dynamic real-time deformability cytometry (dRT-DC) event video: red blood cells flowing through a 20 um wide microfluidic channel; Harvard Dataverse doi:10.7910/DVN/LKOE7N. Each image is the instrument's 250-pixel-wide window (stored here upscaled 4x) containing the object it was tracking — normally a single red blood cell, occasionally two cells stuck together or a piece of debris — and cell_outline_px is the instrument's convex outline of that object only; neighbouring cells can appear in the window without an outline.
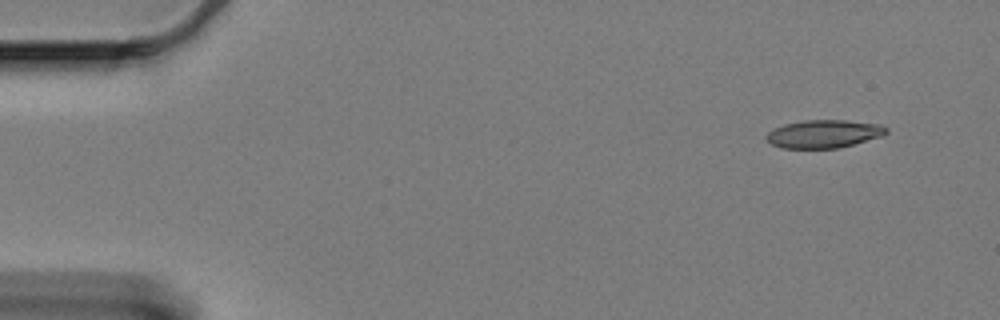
{"species": "Egyptian fruit bat (a non-hibernating species)", "species_latin": "Rousettus aegyptiacus", "temperature_condition": "cold", "stored_images_in_passage": 13, "camera_frame_rate_fps": 3000, "um_per_image_px": 0.085, "animal": {"sex": "female"}, "frame": {"image": 1, "passage_image": 1, "time_ms": 0.0, "image_size_px": [1000, 320], "cell_outline_px": [[888, 132], [880, 136], [852, 144], [836, 148], [784, 148], [772, 144], [764, 136], [768, 132], [784, 124], [804, 120], [844, 120], [880, 124], [888, 128]], "centroid_in_image_um": [70.01, 11.37], "position_along_channel_um": 15.0, "area_um2": 19.31}}